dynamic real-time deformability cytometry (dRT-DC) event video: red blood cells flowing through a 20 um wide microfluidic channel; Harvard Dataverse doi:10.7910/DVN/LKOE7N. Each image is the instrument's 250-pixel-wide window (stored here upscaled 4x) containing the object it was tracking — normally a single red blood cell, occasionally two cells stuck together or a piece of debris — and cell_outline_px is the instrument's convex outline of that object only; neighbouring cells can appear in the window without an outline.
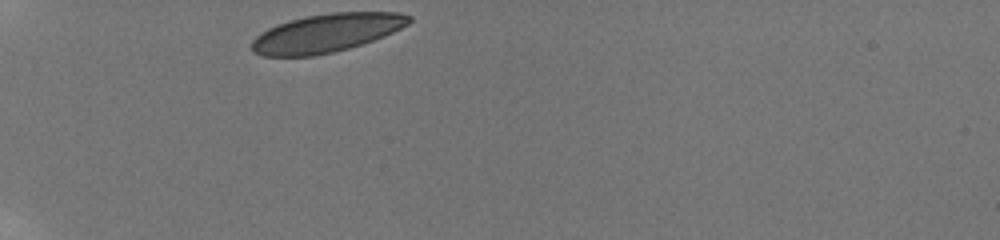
{"species": "human", "species_latin": "Homo sapiens", "temperature_condition": "room temperature", "stored_images_in_passage": 34, "camera_frame_rate_fps": 3000, "um_per_image_px": 0.085, "donor": {"sex": "male"}, "frame": {"image": 1, "passage_image": 1, "time_ms": 0.0, "image_size_px": [1000, 240], "cell_outline_px": [[412, 20], [408, 24], [384, 36], [348, 48], [332, 52], [312, 56], [264, 56], [252, 52], [252, 40], [260, 32], [276, 24], [308, 16], [332, 12], [396, 12], [412, 16]], "centroid_in_image_um": [27.73, 2.8], "position_along_channel_um": 57.3, "area_um2": 34.91}}
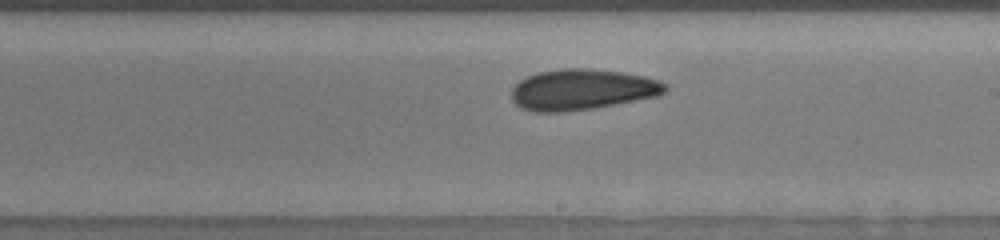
{"frame": {"image": 2, "passage_image": 18, "time_ms": 5.667, "image_size_px": [1000, 240], "cell_outline_px": [[668, 88], [664, 92], [656, 96], [636, 100], [592, 108], [564, 112], [532, 112], [520, 108], [512, 100], [512, 88], [520, 80], [528, 76], [540, 72], [560, 68], [588, 68], [624, 72], [644, 76], [660, 80], [668, 84]], "centroid_in_image_um": [49.48, 7.61], "position_along_channel_um": 239.5, "area_um2": 36.65}}
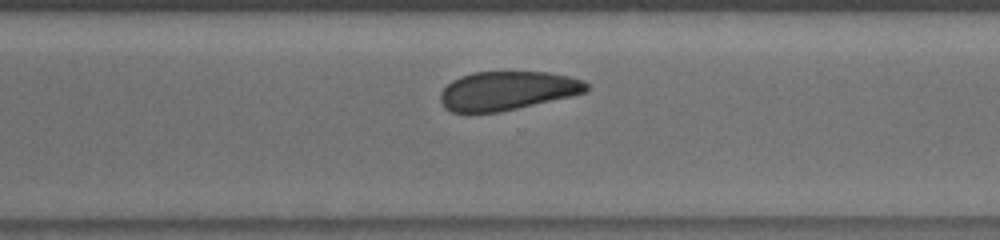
{"frame": {"image": 3, "passage_image": 25, "time_ms": 8.0, "image_size_px": [1000, 240], "cell_outline_px": [[588, 92], [500, 112], [452, 112], [444, 108], [440, 104], [440, 92], [452, 80], [460, 76], [472, 72], [548, 72], [568, 76], [584, 80], [588, 84]], "centroid_in_image_um": [43.1, 7.71], "position_along_channel_um": 327.5, "area_um2": 33.12}, "authors_computed_cell_mechanics": {"area_um2": 35.6915, "velocity_mm_per_s": 3.7633, "shape_relaxation_time_tau1_ms": 2.7757, "shape_relaxation_time_tau2_ms": null, "deformation_change_tau1": 0.0684, "deformation_change_tau2": null}}